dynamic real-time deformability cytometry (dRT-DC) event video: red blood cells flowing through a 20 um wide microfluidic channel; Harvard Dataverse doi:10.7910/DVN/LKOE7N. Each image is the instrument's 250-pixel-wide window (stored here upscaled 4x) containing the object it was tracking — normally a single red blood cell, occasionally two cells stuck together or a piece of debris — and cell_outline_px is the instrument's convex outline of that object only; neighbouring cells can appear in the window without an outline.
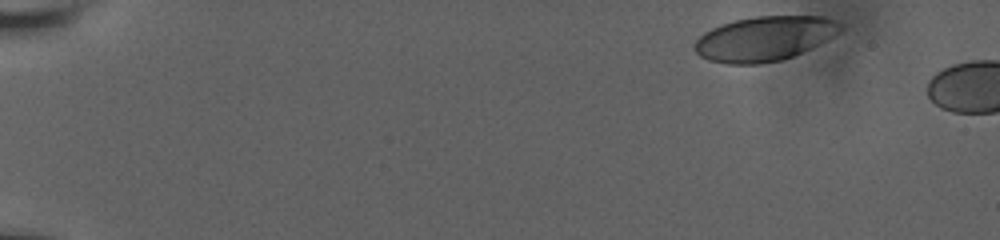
{"species": "human", "species_latin": "Homo sapiens", "temperature_condition": "room temperature", "stored_images_in_passage": 5, "camera_frame_rate_fps": 3000, "um_per_image_px": 0.085, "donor": {"sex": "male"}, "frame": {"image": 1, "passage_image": 1, "time_ms": 0.0, "image_size_px": [1000, 240], "cell_outline_px": [[844, 28], [840, 32], [828, 40], [820, 44], [792, 56], [780, 60], [760, 64], [728, 64], [708, 60], [700, 56], [696, 52], [696, 40], [704, 32], [720, 24], [736, 20], [756, 16], [824, 16], [836, 20], [844, 24]], "centroid_in_image_um": [65.03, 3.27], "position_along_channel_um": 20.0, "area_um2": 38.03}}